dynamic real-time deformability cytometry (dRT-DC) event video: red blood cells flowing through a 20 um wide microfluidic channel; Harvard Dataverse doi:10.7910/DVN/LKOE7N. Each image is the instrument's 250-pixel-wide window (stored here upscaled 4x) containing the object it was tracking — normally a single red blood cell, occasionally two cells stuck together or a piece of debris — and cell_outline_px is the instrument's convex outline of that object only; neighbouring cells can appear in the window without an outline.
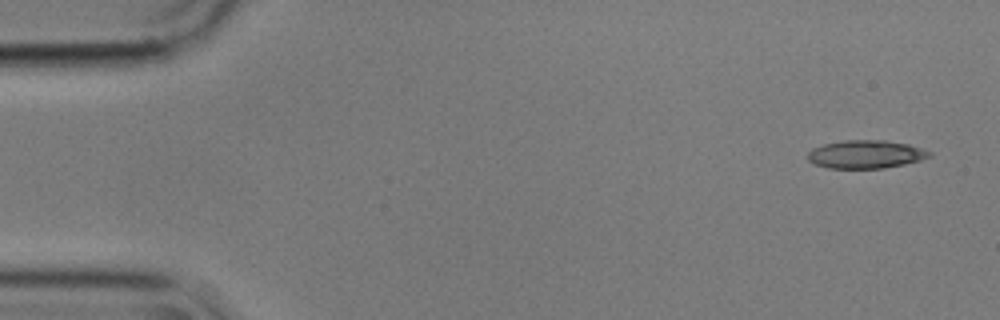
{"species": "common noctule bat (a hibernating species)", "species_latin": "Nyctalus noctula", "temperature_condition": "cold", "stored_images_in_passage": 5, "camera_frame_rate_fps": 3000, "um_per_image_px": 0.085, "animal": {"sex": "male", "body_mass_g": 17.9}, "frame": {"image": 1, "passage_image": 1, "time_ms": 0.0, "image_size_px": [1000, 320], "cell_outline_px": [[932, 156], [920, 160], [904, 164], [884, 168], [828, 168], [816, 164], [808, 160], [808, 152], [812, 148], [824, 144], [844, 140], [884, 140], [908, 144], [932, 152]], "centroid_in_image_um": [73.59, 13.11], "position_along_channel_um": 11.4, "area_um2": 19.88}}
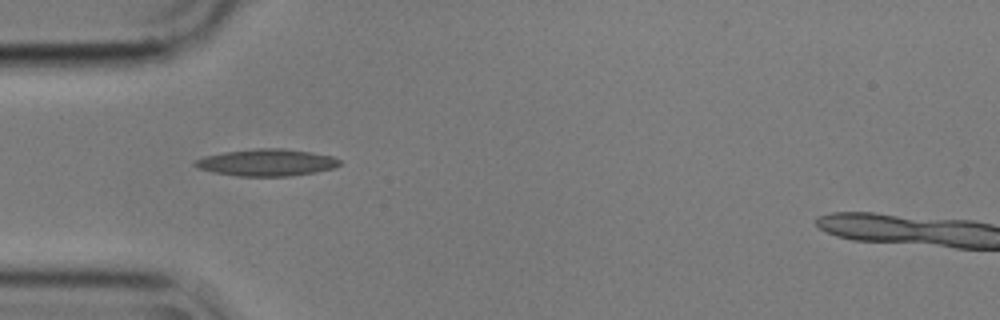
{"frame": {"image": 2, "passage_image": 4, "time_ms": 1.0, "image_size_px": [1000, 320], "cell_outline_px": [[340, 164], [336, 168], [316, 172], [288, 176], [240, 176], [216, 172], [200, 168], [192, 164], [196, 160], [204, 156], [224, 152], [256, 148], [284, 148], [312, 152], [332, 156], [340, 160]], "centroid_in_image_um": [22.72, 13.8], "position_along_channel_um": 62.3, "area_um2": 22.6}}
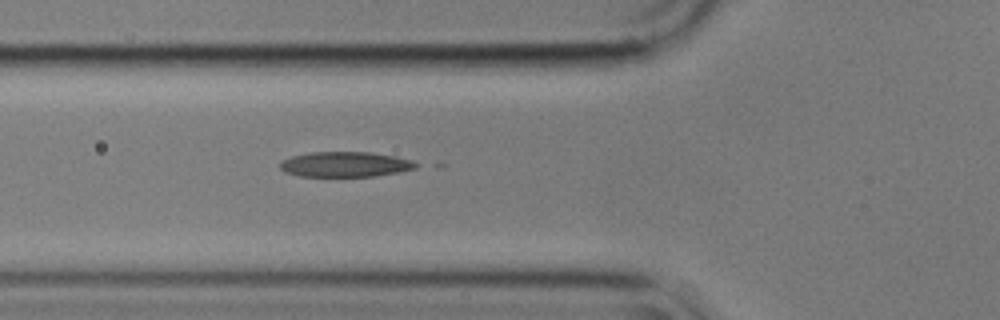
{"frame": {"image": 3, "passage_image": 5, "time_ms": 1.333, "image_size_px": [1000, 320], "cell_outline_px": [[420, 164], [416, 168], [400, 172], [372, 176], [300, 176], [284, 172], [280, 168], [280, 164], [284, 160], [292, 156], [312, 152], [372, 152], [396, 156], [412, 160]], "centroid_in_image_um": [29.39, 13.96], "position_along_channel_um": 96.4, "area_um2": 19.94}}